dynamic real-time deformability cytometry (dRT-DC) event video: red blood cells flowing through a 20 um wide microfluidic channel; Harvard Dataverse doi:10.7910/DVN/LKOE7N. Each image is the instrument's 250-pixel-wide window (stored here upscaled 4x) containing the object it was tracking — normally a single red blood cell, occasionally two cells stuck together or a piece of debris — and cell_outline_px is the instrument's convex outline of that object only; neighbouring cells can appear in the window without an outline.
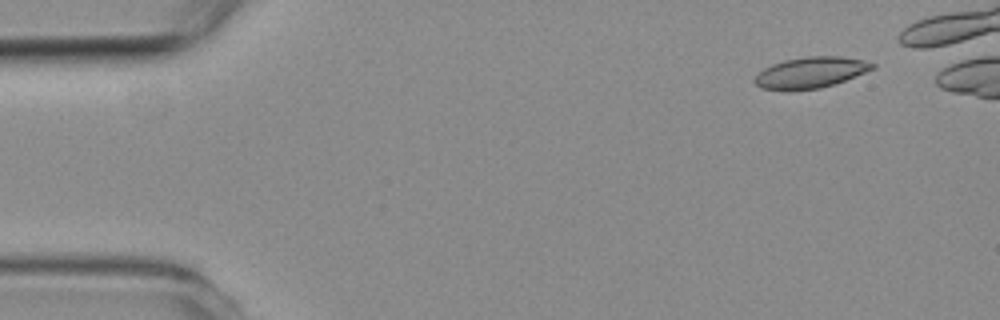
{"species": "common noctule bat (a hibernating species)", "species_latin": "Nyctalus noctula", "temperature_condition": "room temperature", "stored_images_in_passage": 4, "camera_frame_rate_fps": 3000, "um_per_image_px": 0.085, "animal": {"sex": "female", "body_mass_g": 19.3, "forearm_length_mm": 54.1}, "frame": {"image": 1, "passage_image": 1, "time_ms": 0.0, "image_size_px": [1000, 320], "cell_outline_px": [[876, 68], [844, 80], [820, 88], [760, 88], [752, 80], [764, 68], [772, 64], [784, 60], [808, 56], [840, 56], [860, 60], [876, 64]], "centroid_in_image_um": [68.92, 6.13], "position_along_channel_um": 16.1, "area_um2": 20.52}}